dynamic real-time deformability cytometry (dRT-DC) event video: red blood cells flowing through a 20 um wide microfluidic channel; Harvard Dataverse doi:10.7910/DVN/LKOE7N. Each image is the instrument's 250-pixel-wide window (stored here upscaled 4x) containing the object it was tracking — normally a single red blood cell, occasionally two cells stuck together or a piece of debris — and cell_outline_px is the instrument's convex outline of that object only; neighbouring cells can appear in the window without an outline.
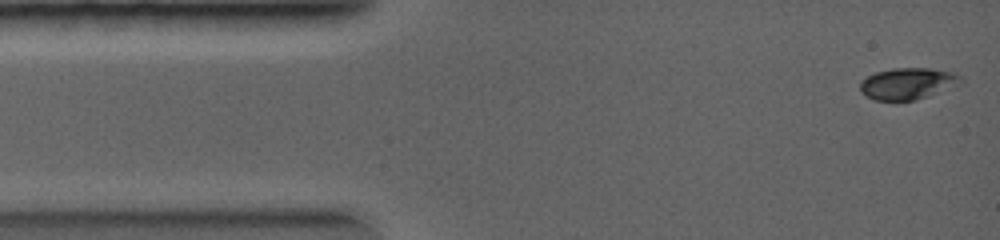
{"species": "common noctule bat (a hibernating species)", "species_latin": "Nyctalus noctula", "temperature_condition": "warm", "stored_images_in_passage": 42, "camera_frame_rate_fps": 5000, "um_per_image_px": 0.085, "animal": {"sex": "female", "body_mass_g": 19.0, "forearm_length_mm": 56.7}, "frame": {"image": 1, "passage_image": 1, "time_ms": 0.0, "image_size_px": [1000, 240], "cell_outline_px": [[964, 80], [960, 84], [928, 96], [916, 100], [872, 100], [860, 92], [860, 80], [876, 72], [892, 68], [928, 68], [952, 72], [964, 76]], "centroid_in_image_um": [77.16, 7.1], "position_along_channel_um": 7.8, "area_um2": 18.67}}
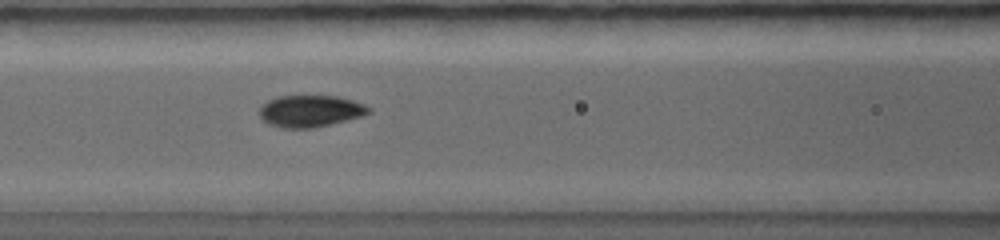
{"frame": {"image": 2, "passage_image": 16, "time_ms": 3.4, "image_size_px": [1000, 240], "cell_outline_px": [[372, 112], [348, 120], [316, 128], [280, 128], [268, 124], [260, 116], [260, 108], [268, 100], [280, 96], [336, 96], [352, 100], [364, 104], [372, 108]], "centroid_in_image_um": [26.4, 9.45], "position_along_channel_um": 140.2, "area_um2": 20.29}}
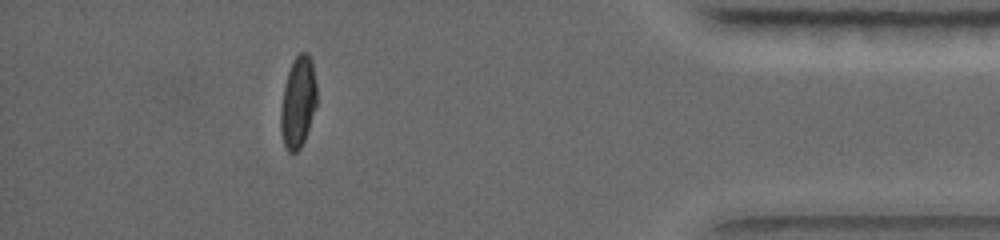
{"frame": {"image": 3, "passage_image": 38, "time_ms": 8.4, "image_size_px": [1000, 240], "cell_outline_px": [[316, 104], [304, 140], [300, 148], [296, 152], [288, 152], [284, 144], [280, 132], [280, 108], [284, 88], [288, 72], [292, 60], [300, 52], [308, 52], [312, 60], [316, 84]], "centroid_in_image_um": [25.32, 8.66], "position_along_channel_um": 409.9, "area_um2": 19.13}}